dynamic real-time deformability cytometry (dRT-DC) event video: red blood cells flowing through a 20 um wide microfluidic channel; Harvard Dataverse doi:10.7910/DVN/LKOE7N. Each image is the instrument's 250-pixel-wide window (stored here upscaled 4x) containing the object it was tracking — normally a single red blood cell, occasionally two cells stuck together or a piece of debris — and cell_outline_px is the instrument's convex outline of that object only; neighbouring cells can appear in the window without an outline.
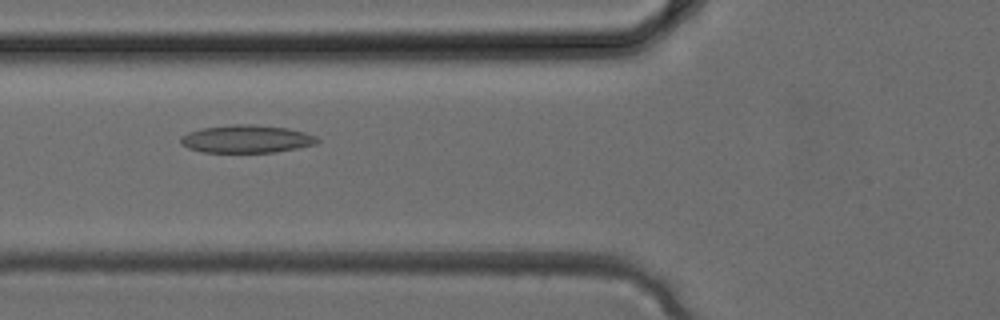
{"species": "common noctule bat (a hibernating species)", "species_latin": "Nyctalus noctula", "temperature_condition": "cold", "stored_images_in_passage": 4, "camera_frame_rate_fps": 3000, "um_per_image_px": 0.085, "animal": {"sex": "female", "body_mass_g": 24.6, "forearm_length_mm": 56.2}, "frame": {"image": 1, "passage_image": 4, "time_ms": 1.0, "image_size_px": [1000, 320], "cell_outline_px": [[320, 140], [316, 144], [300, 148], [276, 152], [200, 152], [188, 148], [180, 144], [180, 136], [188, 132], [204, 128], [232, 124], [256, 124], [288, 128], [304, 132], [316, 136]], "centroid_in_image_um": [20.96, 11.81], "position_along_channel_um": 104.8, "area_um2": 22.37}}